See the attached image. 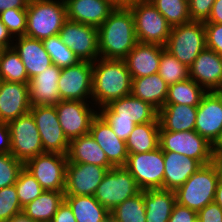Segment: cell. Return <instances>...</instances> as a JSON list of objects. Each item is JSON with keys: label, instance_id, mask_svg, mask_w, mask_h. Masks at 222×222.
Here are the masks:
<instances>
[{"label": "cell", "instance_id": "obj_8", "mask_svg": "<svg viewBox=\"0 0 222 222\" xmlns=\"http://www.w3.org/2000/svg\"><path fill=\"white\" fill-rule=\"evenodd\" d=\"M159 147L163 152H175L196 159L201 165L212 162L211 143L193 131L160 129Z\"/></svg>", "mask_w": 222, "mask_h": 222}, {"label": "cell", "instance_id": "obj_53", "mask_svg": "<svg viewBox=\"0 0 222 222\" xmlns=\"http://www.w3.org/2000/svg\"><path fill=\"white\" fill-rule=\"evenodd\" d=\"M13 42L14 37L11 35L7 27L0 20V44L4 48H11L13 46Z\"/></svg>", "mask_w": 222, "mask_h": 222}, {"label": "cell", "instance_id": "obj_44", "mask_svg": "<svg viewBox=\"0 0 222 222\" xmlns=\"http://www.w3.org/2000/svg\"><path fill=\"white\" fill-rule=\"evenodd\" d=\"M112 127L113 132L122 140L126 141L133 131L136 123L131 119L118 118L117 114H100Z\"/></svg>", "mask_w": 222, "mask_h": 222}, {"label": "cell", "instance_id": "obj_31", "mask_svg": "<svg viewBox=\"0 0 222 222\" xmlns=\"http://www.w3.org/2000/svg\"><path fill=\"white\" fill-rule=\"evenodd\" d=\"M77 222H110V212L94 196H64Z\"/></svg>", "mask_w": 222, "mask_h": 222}, {"label": "cell", "instance_id": "obj_55", "mask_svg": "<svg viewBox=\"0 0 222 222\" xmlns=\"http://www.w3.org/2000/svg\"><path fill=\"white\" fill-rule=\"evenodd\" d=\"M115 8H129L135 0H107Z\"/></svg>", "mask_w": 222, "mask_h": 222}, {"label": "cell", "instance_id": "obj_28", "mask_svg": "<svg viewBox=\"0 0 222 222\" xmlns=\"http://www.w3.org/2000/svg\"><path fill=\"white\" fill-rule=\"evenodd\" d=\"M197 116V106L186 104H165L158 111L160 129L166 131H193Z\"/></svg>", "mask_w": 222, "mask_h": 222}, {"label": "cell", "instance_id": "obj_13", "mask_svg": "<svg viewBox=\"0 0 222 222\" xmlns=\"http://www.w3.org/2000/svg\"><path fill=\"white\" fill-rule=\"evenodd\" d=\"M30 113L35 119L44 152L67 155L69 140L61 128L55 106H31Z\"/></svg>", "mask_w": 222, "mask_h": 222}, {"label": "cell", "instance_id": "obj_59", "mask_svg": "<svg viewBox=\"0 0 222 222\" xmlns=\"http://www.w3.org/2000/svg\"><path fill=\"white\" fill-rule=\"evenodd\" d=\"M4 49H5V48L0 44V57H1V54H2V52H3Z\"/></svg>", "mask_w": 222, "mask_h": 222}, {"label": "cell", "instance_id": "obj_18", "mask_svg": "<svg viewBox=\"0 0 222 222\" xmlns=\"http://www.w3.org/2000/svg\"><path fill=\"white\" fill-rule=\"evenodd\" d=\"M222 130V92H207L197 106L195 131L213 143Z\"/></svg>", "mask_w": 222, "mask_h": 222}, {"label": "cell", "instance_id": "obj_20", "mask_svg": "<svg viewBox=\"0 0 222 222\" xmlns=\"http://www.w3.org/2000/svg\"><path fill=\"white\" fill-rule=\"evenodd\" d=\"M89 134L114 167L125 166L128 158L126 141L113 132L112 127L99 113L91 122Z\"/></svg>", "mask_w": 222, "mask_h": 222}, {"label": "cell", "instance_id": "obj_15", "mask_svg": "<svg viewBox=\"0 0 222 222\" xmlns=\"http://www.w3.org/2000/svg\"><path fill=\"white\" fill-rule=\"evenodd\" d=\"M93 63L78 61L61 69L58 81L60 100H92Z\"/></svg>", "mask_w": 222, "mask_h": 222}, {"label": "cell", "instance_id": "obj_12", "mask_svg": "<svg viewBox=\"0 0 222 222\" xmlns=\"http://www.w3.org/2000/svg\"><path fill=\"white\" fill-rule=\"evenodd\" d=\"M92 104L90 100H60L55 105L61 128L69 141L89 134L91 122L99 113Z\"/></svg>", "mask_w": 222, "mask_h": 222}, {"label": "cell", "instance_id": "obj_50", "mask_svg": "<svg viewBox=\"0 0 222 222\" xmlns=\"http://www.w3.org/2000/svg\"><path fill=\"white\" fill-rule=\"evenodd\" d=\"M11 139L7 123L0 122V154L10 153Z\"/></svg>", "mask_w": 222, "mask_h": 222}, {"label": "cell", "instance_id": "obj_51", "mask_svg": "<svg viewBox=\"0 0 222 222\" xmlns=\"http://www.w3.org/2000/svg\"><path fill=\"white\" fill-rule=\"evenodd\" d=\"M30 0H0V13L7 9H27Z\"/></svg>", "mask_w": 222, "mask_h": 222}, {"label": "cell", "instance_id": "obj_16", "mask_svg": "<svg viewBox=\"0 0 222 222\" xmlns=\"http://www.w3.org/2000/svg\"><path fill=\"white\" fill-rule=\"evenodd\" d=\"M107 171L93 164L67 163L64 196H93Z\"/></svg>", "mask_w": 222, "mask_h": 222}, {"label": "cell", "instance_id": "obj_35", "mask_svg": "<svg viewBox=\"0 0 222 222\" xmlns=\"http://www.w3.org/2000/svg\"><path fill=\"white\" fill-rule=\"evenodd\" d=\"M144 191L126 199L110 212V222H146Z\"/></svg>", "mask_w": 222, "mask_h": 222}, {"label": "cell", "instance_id": "obj_48", "mask_svg": "<svg viewBox=\"0 0 222 222\" xmlns=\"http://www.w3.org/2000/svg\"><path fill=\"white\" fill-rule=\"evenodd\" d=\"M196 219L197 211L176 203L168 222H195Z\"/></svg>", "mask_w": 222, "mask_h": 222}, {"label": "cell", "instance_id": "obj_41", "mask_svg": "<svg viewBox=\"0 0 222 222\" xmlns=\"http://www.w3.org/2000/svg\"><path fill=\"white\" fill-rule=\"evenodd\" d=\"M23 211L15 185L0 189V222H7Z\"/></svg>", "mask_w": 222, "mask_h": 222}, {"label": "cell", "instance_id": "obj_17", "mask_svg": "<svg viewBox=\"0 0 222 222\" xmlns=\"http://www.w3.org/2000/svg\"><path fill=\"white\" fill-rule=\"evenodd\" d=\"M189 78L206 92H221L222 56L205 48L189 67Z\"/></svg>", "mask_w": 222, "mask_h": 222}, {"label": "cell", "instance_id": "obj_32", "mask_svg": "<svg viewBox=\"0 0 222 222\" xmlns=\"http://www.w3.org/2000/svg\"><path fill=\"white\" fill-rule=\"evenodd\" d=\"M159 122L136 124L126 140L128 154H141L159 147Z\"/></svg>", "mask_w": 222, "mask_h": 222}, {"label": "cell", "instance_id": "obj_24", "mask_svg": "<svg viewBox=\"0 0 222 222\" xmlns=\"http://www.w3.org/2000/svg\"><path fill=\"white\" fill-rule=\"evenodd\" d=\"M165 47L156 44L137 43L124 59L131 78L158 73L159 62Z\"/></svg>", "mask_w": 222, "mask_h": 222}, {"label": "cell", "instance_id": "obj_39", "mask_svg": "<svg viewBox=\"0 0 222 222\" xmlns=\"http://www.w3.org/2000/svg\"><path fill=\"white\" fill-rule=\"evenodd\" d=\"M43 44L53 64L61 69L74 65L79 61L74 52L63 43L59 34L44 39Z\"/></svg>", "mask_w": 222, "mask_h": 222}, {"label": "cell", "instance_id": "obj_49", "mask_svg": "<svg viewBox=\"0 0 222 222\" xmlns=\"http://www.w3.org/2000/svg\"><path fill=\"white\" fill-rule=\"evenodd\" d=\"M51 222H77L71 207L65 200L59 205Z\"/></svg>", "mask_w": 222, "mask_h": 222}, {"label": "cell", "instance_id": "obj_30", "mask_svg": "<svg viewBox=\"0 0 222 222\" xmlns=\"http://www.w3.org/2000/svg\"><path fill=\"white\" fill-rule=\"evenodd\" d=\"M144 191L146 222H168L176 202L175 191L148 189Z\"/></svg>", "mask_w": 222, "mask_h": 222}, {"label": "cell", "instance_id": "obj_45", "mask_svg": "<svg viewBox=\"0 0 222 222\" xmlns=\"http://www.w3.org/2000/svg\"><path fill=\"white\" fill-rule=\"evenodd\" d=\"M206 48L222 56V24L204 22Z\"/></svg>", "mask_w": 222, "mask_h": 222}, {"label": "cell", "instance_id": "obj_21", "mask_svg": "<svg viewBox=\"0 0 222 222\" xmlns=\"http://www.w3.org/2000/svg\"><path fill=\"white\" fill-rule=\"evenodd\" d=\"M99 114H117L118 118L131 119L136 124L159 122L158 110L132 94L114 100L99 109Z\"/></svg>", "mask_w": 222, "mask_h": 222}, {"label": "cell", "instance_id": "obj_54", "mask_svg": "<svg viewBox=\"0 0 222 222\" xmlns=\"http://www.w3.org/2000/svg\"><path fill=\"white\" fill-rule=\"evenodd\" d=\"M212 157L222 156V130L211 144Z\"/></svg>", "mask_w": 222, "mask_h": 222}, {"label": "cell", "instance_id": "obj_37", "mask_svg": "<svg viewBox=\"0 0 222 222\" xmlns=\"http://www.w3.org/2000/svg\"><path fill=\"white\" fill-rule=\"evenodd\" d=\"M171 26L191 21L188 0H149Z\"/></svg>", "mask_w": 222, "mask_h": 222}, {"label": "cell", "instance_id": "obj_58", "mask_svg": "<svg viewBox=\"0 0 222 222\" xmlns=\"http://www.w3.org/2000/svg\"><path fill=\"white\" fill-rule=\"evenodd\" d=\"M212 163L217 169L219 180H222V156L213 157Z\"/></svg>", "mask_w": 222, "mask_h": 222}, {"label": "cell", "instance_id": "obj_38", "mask_svg": "<svg viewBox=\"0 0 222 222\" xmlns=\"http://www.w3.org/2000/svg\"><path fill=\"white\" fill-rule=\"evenodd\" d=\"M158 74L168 85H171L187 80L189 78V68L164 50L161 54Z\"/></svg>", "mask_w": 222, "mask_h": 222}, {"label": "cell", "instance_id": "obj_9", "mask_svg": "<svg viewBox=\"0 0 222 222\" xmlns=\"http://www.w3.org/2000/svg\"><path fill=\"white\" fill-rule=\"evenodd\" d=\"M10 131V153L23 164L44 153L36 122L29 112L7 123Z\"/></svg>", "mask_w": 222, "mask_h": 222}, {"label": "cell", "instance_id": "obj_23", "mask_svg": "<svg viewBox=\"0 0 222 222\" xmlns=\"http://www.w3.org/2000/svg\"><path fill=\"white\" fill-rule=\"evenodd\" d=\"M13 48L22 60L29 80L53 64L43 41L28 36H18Z\"/></svg>", "mask_w": 222, "mask_h": 222}, {"label": "cell", "instance_id": "obj_56", "mask_svg": "<svg viewBox=\"0 0 222 222\" xmlns=\"http://www.w3.org/2000/svg\"><path fill=\"white\" fill-rule=\"evenodd\" d=\"M7 222H35L30 217H28L23 211L13 216Z\"/></svg>", "mask_w": 222, "mask_h": 222}, {"label": "cell", "instance_id": "obj_10", "mask_svg": "<svg viewBox=\"0 0 222 222\" xmlns=\"http://www.w3.org/2000/svg\"><path fill=\"white\" fill-rule=\"evenodd\" d=\"M124 167L131 173L142 191L164 189L165 164L160 147L141 154H128Z\"/></svg>", "mask_w": 222, "mask_h": 222}, {"label": "cell", "instance_id": "obj_11", "mask_svg": "<svg viewBox=\"0 0 222 222\" xmlns=\"http://www.w3.org/2000/svg\"><path fill=\"white\" fill-rule=\"evenodd\" d=\"M67 155L44 152L28 160L24 168L44 191H65Z\"/></svg>", "mask_w": 222, "mask_h": 222}, {"label": "cell", "instance_id": "obj_6", "mask_svg": "<svg viewBox=\"0 0 222 222\" xmlns=\"http://www.w3.org/2000/svg\"><path fill=\"white\" fill-rule=\"evenodd\" d=\"M135 20V33L139 43L165 47L171 26L149 0H135L129 7Z\"/></svg>", "mask_w": 222, "mask_h": 222}, {"label": "cell", "instance_id": "obj_27", "mask_svg": "<svg viewBox=\"0 0 222 222\" xmlns=\"http://www.w3.org/2000/svg\"><path fill=\"white\" fill-rule=\"evenodd\" d=\"M67 160L68 163L93 164L107 170L114 167L90 134L70 140Z\"/></svg>", "mask_w": 222, "mask_h": 222}, {"label": "cell", "instance_id": "obj_22", "mask_svg": "<svg viewBox=\"0 0 222 222\" xmlns=\"http://www.w3.org/2000/svg\"><path fill=\"white\" fill-rule=\"evenodd\" d=\"M60 74L61 68L52 64L30 79L28 85L31 106H55L60 101L58 89Z\"/></svg>", "mask_w": 222, "mask_h": 222}, {"label": "cell", "instance_id": "obj_25", "mask_svg": "<svg viewBox=\"0 0 222 222\" xmlns=\"http://www.w3.org/2000/svg\"><path fill=\"white\" fill-rule=\"evenodd\" d=\"M67 19L99 27L115 9L107 0H65Z\"/></svg>", "mask_w": 222, "mask_h": 222}, {"label": "cell", "instance_id": "obj_47", "mask_svg": "<svg viewBox=\"0 0 222 222\" xmlns=\"http://www.w3.org/2000/svg\"><path fill=\"white\" fill-rule=\"evenodd\" d=\"M200 222H222V209L215 203L207 204L197 212Z\"/></svg>", "mask_w": 222, "mask_h": 222}, {"label": "cell", "instance_id": "obj_40", "mask_svg": "<svg viewBox=\"0 0 222 222\" xmlns=\"http://www.w3.org/2000/svg\"><path fill=\"white\" fill-rule=\"evenodd\" d=\"M14 185L22 208L44 192L40 183L25 168L19 172Z\"/></svg>", "mask_w": 222, "mask_h": 222}, {"label": "cell", "instance_id": "obj_2", "mask_svg": "<svg viewBox=\"0 0 222 222\" xmlns=\"http://www.w3.org/2000/svg\"><path fill=\"white\" fill-rule=\"evenodd\" d=\"M132 78L125 60L99 57L93 62L92 102L98 109L131 94Z\"/></svg>", "mask_w": 222, "mask_h": 222}, {"label": "cell", "instance_id": "obj_26", "mask_svg": "<svg viewBox=\"0 0 222 222\" xmlns=\"http://www.w3.org/2000/svg\"><path fill=\"white\" fill-rule=\"evenodd\" d=\"M164 189L176 191L202 165L193 158L175 152H163Z\"/></svg>", "mask_w": 222, "mask_h": 222}, {"label": "cell", "instance_id": "obj_33", "mask_svg": "<svg viewBox=\"0 0 222 222\" xmlns=\"http://www.w3.org/2000/svg\"><path fill=\"white\" fill-rule=\"evenodd\" d=\"M63 201L64 192L44 191L35 200L24 206L23 212L35 222H51Z\"/></svg>", "mask_w": 222, "mask_h": 222}, {"label": "cell", "instance_id": "obj_52", "mask_svg": "<svg viewBox=\"0 0 222 222\" xmlns=\"http://www.w3.org/2000/svg\"><path fill=\"white\" fill-rule=\"evenodd\" d=\"M205 22L222 24V0H215L209 18Z\"/></svg>", "mask_w": 222, "mask_h": 222}, {"label": "cell", "instance_id": "obj_46", "mask_svg": "<svg viewBox=\"0 0 222 222\" xmlns=\"http://www.w3.org/2000/svg\"><path fill=\"white\" fill-rule=\"evenodd\" d=\"M215 0H188L191 21L205 22L210 15Z\"/></svg>", "mask_w": 222, "mask_h": 222}, {"label": "cell", "instance_id": "obj_36", "mask_svg": "<svg viewBox=\"0 0 222 222\" xmlns=\"http://www.w3.org/2000/svg\"><path fill=\"white\" fill-rule=\"evenodd\" d=\"M0 80L17 83L30 81L25 66L13 47L5 48L1 54Z\"/></svg>", "mask_w": 222, "mask_h": 222}, {"label": "cell", "instance_id": "obj_19", "mask_svg": "<svg viewBox=\"0 0 222 222\" xmlns=\"http://www.w3.org/2000/svg\"><path fill=\"white\" fill-rule=\"evenodd\" d=\"M28 83L0 80V122L8 123L30 112Z\"/></svg>", "mask_w": 222, "mask_h": 222}, {"label": "cell", "instance_id": "obj_43", "mask_svg": "<svg viewBox=\"0 0 222 222\" xmlns=\"http://www.w3.org/2000/svg\"><path fill=\"white\" fill-rule=\"evenodd\" d=\"M0 20L14 38L25 35L27 23L26 9H7L0 13Z\"/></svg>", "mask_w": 222, "mask_h": 222}, {"label": "cell", "instance_id": "obj_29", "mask_svg": "<svg viewBox=\"0 0 222 222\" xmlns=\"http://www.w3.org/2000/svg\"><path fill=\"white\" fill-rule=\"evenodd\" d=\"M168 84L158 74L132 79L131 94L151 104L158 111L165 105Z\"/></svg>", "mask_w": 222, "mask_h": 222}, {"label": "cell", "instance_id": "obj_42", "mask_svg": "<svg viewBox=\"0 0 222 222\" xmlns=\"http://www.w3.org/2000/svg\"><path fill=\"white\" fill-rule=\"evenodd\" d=\"M24 164L11 153L0 154V189L16 183Z\"/></svg>", "mask_w": 222, "mask_h": 222}, {"label": "cell", "instance_id": "obj_4", "mask_svg": "<svg viewBox=\"0 0 222 222\" xmlns=\"http://www.w3.org/2000/svg\"><path fill=\"white\" fill-rule=\"evenodd\" d=\"M219 176L216 167L211 162L202 165L176 191V202L199 211L207 204L213 203Z\"/></svg>", "mask_w": 222, "mask_h": 222}, {"label": "cell", "instance_id": "obj_57", "mask_svg": "<svg viewBox=\"0 0 222 222\" xmlns=\"http://www.w3.org/2000/svg\"><path fill=\"white\" fill-rule=\"evenodd\" d=\"M214 202L222 209V180L218 181Z\"/></svg>", "mask_w": 222, "mask_h": 222}, {"label": "cell", "instance_id": "obj_7", "mask_svg": "<svg viewBox=\"0 0 222 222\" xmlns=\"http://www.w3.org/2000/svg\"><path fill=\"white\" fill-rule=\"evenodd\" d=\"M141 191L131 173L124 166H118L105 173L93 196L111 212L117 205Z\"/></svg>", "mask_w": 222, "mask_h": 222}, {"label": "cell", "instance_id": "obj_5", "mask_svg": "<svg viewBox=\"0 0 222 222\" xmlns=\"http://www.w3.org/2000/svg\"><path fill=\"white\" fill-rule=\"evenodd\" d=\"M205 48V26L201 21H190L171 27L165 45V50L188 68Z\"/></svg>", "mask_w": 222, "mask_h": 222}, {"label": "cell", "instance_id": "obj_34", "mask_svg": "<svg viewBox=\"0 0 222 222\" xmlns=\"http://www.w3.org/2000/svg\"><path fill=\"white\" fill-rule=\"evenodd\" d=\"M207 92L194 80L177 82L168 86V94L165 104H186L198 106L202 97Z\"/></svg>", "mask_w": 222, "mask_h": 222}, {"label": "cell", "instance_id": "obj_3", "mask_svg": "<svg viewBox=\"0 0 222 222\" xmlns=\"http://www.w3.org/2000/svg\"><path fill=\"white\" fill-rule=\"evenodd\" d=\"M25 36L43 41L58 35L67 20L65 0H30Z\"/></svg>", "mask_w": 222, "mask_h": 222}, {"label": "cell", "instance_id": "obj_14", "mask_svg": "<svg viewBox=\"0 0 222 222\" xmlns=\"http://www.w3.org/2000/svg\"><path fill=\"white\" fill-rule=\"evenodd\" d=\"M59 35L63 43L74 52L79 61L93 63L100 57L97 27L67 19Z\"/></svg>", "mask_w": 222, "mask_h": 222}, {"label": "cell", "instance_id": "obj_1", "mask_svg": "<svg viewBox=\"0 0 222 222\" xmlns=\"http://www.w3.org/2000/svg\"><path fill=\"white\" fill-rule=\"evenodd\" d=\"M97 29L101 58L124 60L138 43L130 8H115Z\"/></svg>", "mask_w": 222, "mask_h": 222}]
</instances>
